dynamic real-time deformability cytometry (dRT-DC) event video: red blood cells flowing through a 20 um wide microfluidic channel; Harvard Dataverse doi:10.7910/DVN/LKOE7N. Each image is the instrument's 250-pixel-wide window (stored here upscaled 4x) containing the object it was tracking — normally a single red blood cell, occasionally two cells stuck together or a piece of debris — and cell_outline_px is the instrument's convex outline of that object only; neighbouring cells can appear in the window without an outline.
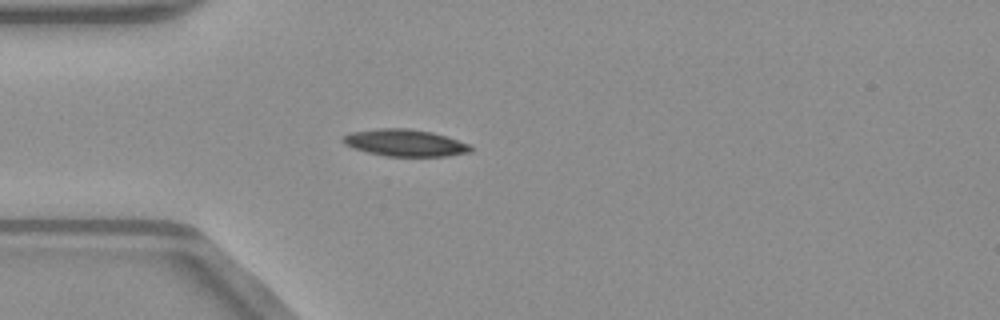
{"species": "common noctule bat (a hibernating species)", "species_latin": "Nyctalus noctula", "temperature_condition": "warm", "stored_images_in_passage": 38, "camera_frame_rate_fps": 3000, "um_per_image_px": 0.085, "animal": {"sex": "male", "body_mass_g": 23.1, "forearm_length_mm": 52.7}, "frame": {"image": 1, "passage_image": 1, "time_ms": 0.0, "image_size_px": [1000, 320], "cell_outline_px": [[472, 152], [448, 156], [384, 156], [352, 148], [344, 144], [340, 140], [340, 136], [352, 132], [380, 128], [408, 128], [432, 132], [448, 136], [468, 144], [472, 148]], "centroid_in_image_um": [34.4, 12.14], "position_along_channel_um": 50.6, "area_um2": 20.23}}
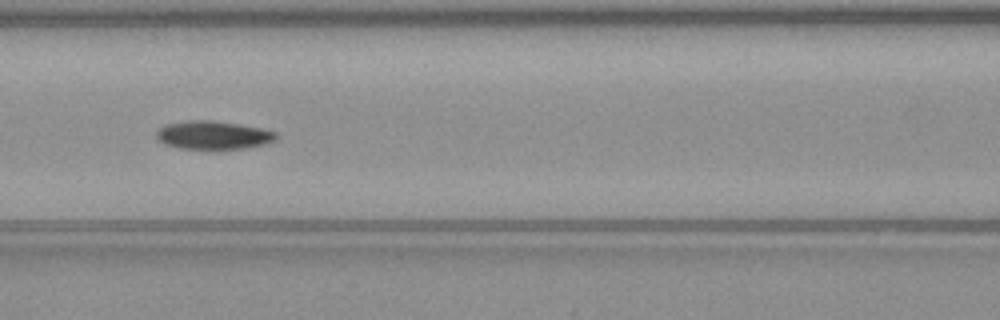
{"frame": {"image": 2, "passage_image": 9, "time_ms": 2.667, "image_size_px": [1000, 320], "cell_outline_px": [[276, 140], [264, 144], [244, 148], [216, 152], [208, 152], [180, 148], [164, 144], [156, 140], [156, 132], [164, 124], [184, 120], [212, 120], [240, 124], [260, 128], [276, 132]], "centroid_in_image_um": [18.07, 11.53], "position_along_channel_um": 148.5, "area_um2": 20.75}}
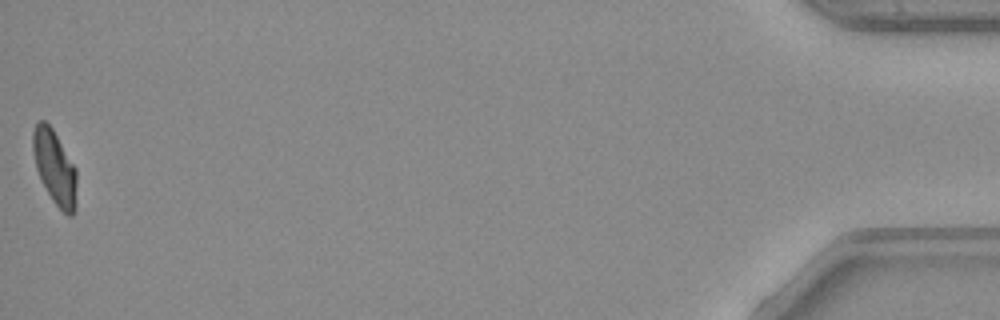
{"frame": {"image": 3, "passage_image": 38, "time_ms": 12.333, "image_size_px": [1000, 320], "cell_outline_px": [[76, 208], [72, 216], [68, 216], [52, 200], [36, 168], [32, 148], [32, 132], [36, 124], [40, 120], [44, 120], [52, 128], [76, 168]], "centroid_in_image_um": [4.66, 14.22], "position_along_channel_um": 430.5, "area_um2": 18.73}, "authors_computed_cell_mechanics": {"area_um2": 19.7676, "velocity_mm_per_s": 4.0169, "shape_relaxation_time_tau1_ms": 6.3826, "shape_relaxation_time_tau2_ms": null, "deformation_change_tau1": 0.1503, "deformation_change_tau2": null}}